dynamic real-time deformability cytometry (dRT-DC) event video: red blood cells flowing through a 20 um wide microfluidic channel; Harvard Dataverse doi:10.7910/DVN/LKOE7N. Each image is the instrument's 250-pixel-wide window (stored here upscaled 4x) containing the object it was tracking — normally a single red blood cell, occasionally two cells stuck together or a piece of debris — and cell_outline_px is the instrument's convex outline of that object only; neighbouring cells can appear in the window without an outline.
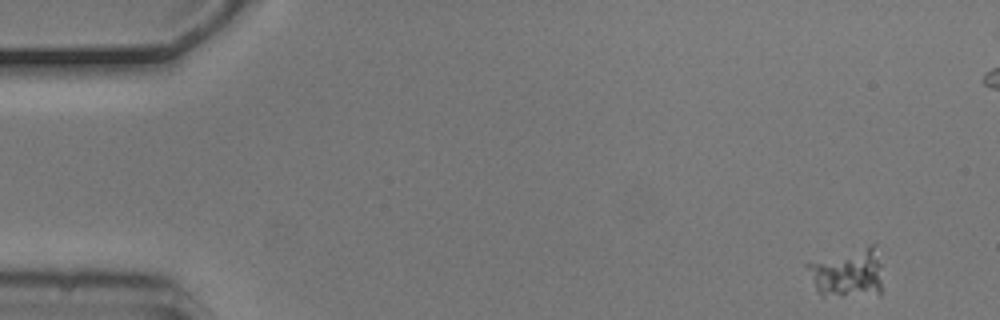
{"species": "common noctule bat (a hibernating species)", "species_latin": "Nyctalus noctula", "temperature_condition": "cold", "stored_images_in_passage": 4, "camera_frame_rate_fps": 3000, "um_per_image_px": 0.085, "animal": {"sex": "male", "body_mass_g": 20.5, "forearm_length_mm": 52.5}, "frame": {"image": 1, "passage_image": 1, "time_ms": 0.0, "image_size_px": [1000, 320], "cell_outline_px": [[884, 292], [880, 296], [820, 296], [804, 264], [868, 244], [876, 244], [880, 264]], "centroid_in_image_um": [72.12, 23.23], "position_along_channel_um": 12.9, "area_um2": 22.25}}